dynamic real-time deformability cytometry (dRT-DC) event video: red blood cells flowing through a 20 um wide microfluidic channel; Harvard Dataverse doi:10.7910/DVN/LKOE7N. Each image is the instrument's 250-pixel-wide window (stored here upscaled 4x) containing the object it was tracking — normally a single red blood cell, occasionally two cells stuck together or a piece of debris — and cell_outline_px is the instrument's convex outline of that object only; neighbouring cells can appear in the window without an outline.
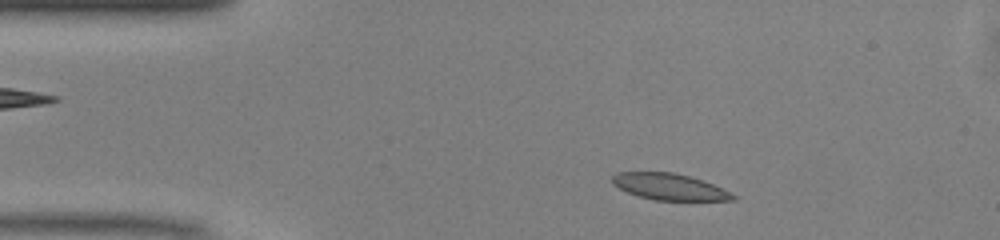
{"species": "common noctule bat (a hibernating species)", "species_latin": "Nyctalus noctula", "temperature_condition": "warm", "stored_images_in_passage": 46, "camera_frame_rate_fps": 3000, "um_per_image_px": 0.085, "animal": {"sex": "male", "body_mass_g": 13.0, "forearm_length_mm": 53.1}, "frame": {"image": 1, "passage_image": 5, "time_ms": 1.333, "image_size_px": [1000, 240], "cell_outline_px": [[736, 200], [656, 200], [640, 196], [628, 192], [612, 184], [612, 176], [616, 172], [676, 172], [712, 184], [736, 196]], "centroid_in_image_um": [56.85, 15.86], "position_along_channel_um": 28.1, "area_um2": 18.21}}
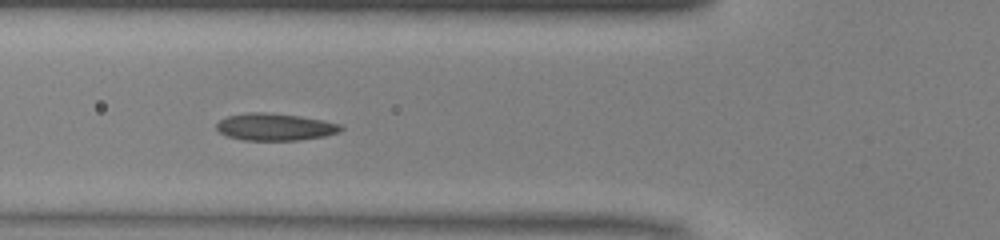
{"frame": {"image": 2, "passage_image": 14, "time_ms": 4.333, "image_size_px": [1000, 240], "cell_outline_px": [[344, 128], [340, 132], [324, 136], [300, 140], [244, 140], [228, 136], [220, 132], [216, 128], [216, 124], [220, 120], [228, 116], [248, 112], [264, 112], [300, 116], [324, 120], [340, 124]], "centroid_in_image_um": [23.4, 10.78], "position_along_channel_um": 102.4, "area_um2": 19.65}}
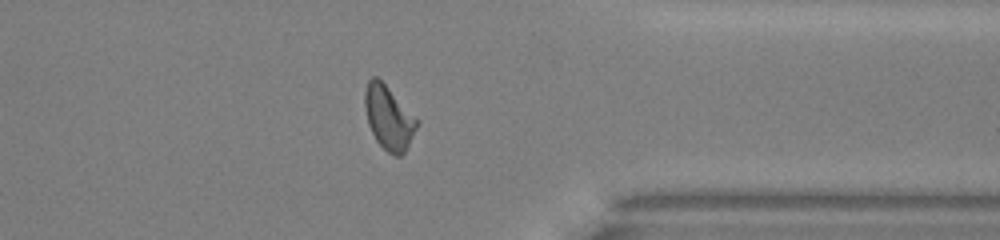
{"frame": {"image": 3, "passage_image": 35, "time_ms": 11.333, "image_size_px": [1000, 240], "cell_outline_px": [[420, 120], [404, 152], [400, 156], [396, 156], [388, 152], [376, 140], [368, 124], [364, 104], [364, 92], [368, 80], [372, 76], [376, 76]], "centroid_in_image_um": [33.03, 9.98], "position_along_channel_um": 378.4, "area_um2": 19.07}, "authors_computed_cell_mechanics": {"area_um2": 19.074, "velocity_mm_per_s": 4.118, "shape_relaxation_time_tau1_ms": 5.6577, "shape_relaxation_time_tau2_ms": 1.3912, "deformation_change_tau1": 0.1535, "deformation_change_tau2": 0.0686}}